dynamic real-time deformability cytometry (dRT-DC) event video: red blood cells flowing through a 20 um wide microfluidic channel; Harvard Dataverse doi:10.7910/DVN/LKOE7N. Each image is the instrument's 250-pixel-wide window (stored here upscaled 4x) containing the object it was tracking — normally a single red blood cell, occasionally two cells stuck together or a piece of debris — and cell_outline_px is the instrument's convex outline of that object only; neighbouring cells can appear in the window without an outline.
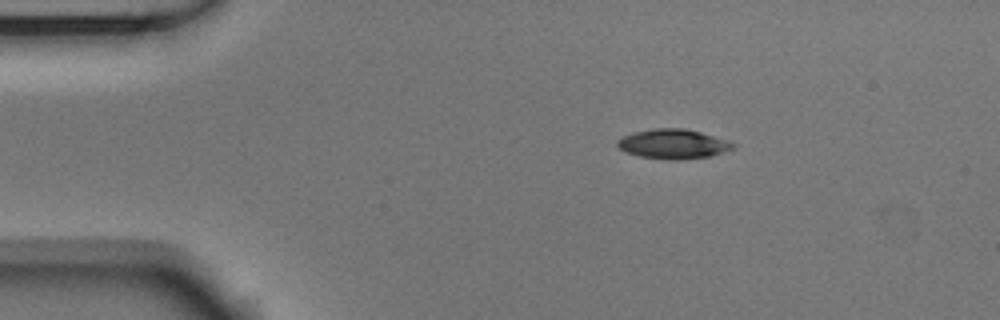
{"species": "Egyptian fruit bat (a non-hibernating species)", "species_latin": "Rousettus aegyptiacus", "temperature_condition": "room temperature", "stored_images_in_passage": 45, "camera_frame_rate_fps": 3000, "um_per_image_px": 0.085, "animal": {"sex": "male"}, "frame": {"image": 1, "passage_image": 1, "time_ms": 0.0, "image_size_px": [1000, 320], "cell_outline_px": [[736, 144], [732, 148], [724, 152], [712, 156], [680, 160], [672, 160], [640, 156], [624, 152], [616, 144], [616, 140], [620, 136], [632, 132], [652, 128], [684, 128], [700, 132], [728, 140]], "centroid_in_image_um": [57.18, 12.23], "position_along_channel_um": 27.8, "area_um2": 20.17}}
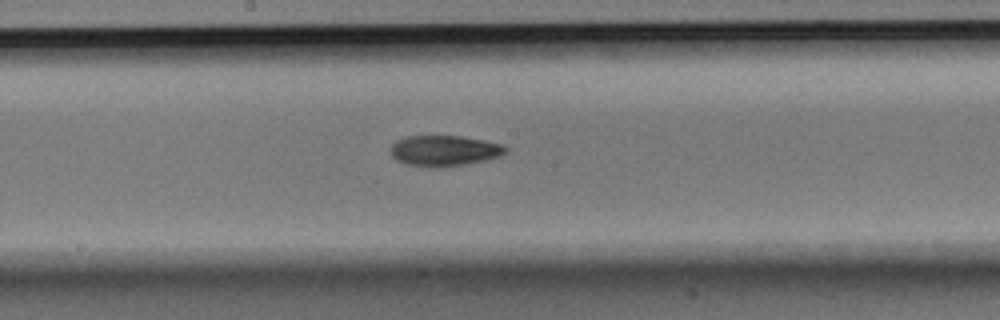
{"frame": {"image": 2, "passage_image": 20, "time_ms": 6.333, "image_size_px": [1000, 320], "cell_outline_px": [[508, 148], [500, 156], [468, 164], [444, 168], [428, 168], [408, 164], [396, 160], [392, 156], [392, 144], [396, 140], [404, 136], [460, 136], [484, 140], [504, 144]], "centroid_in_image_um": [37.77, 12.82], "position_along_channel_um": 210.4, "area_um2": 20.81}}
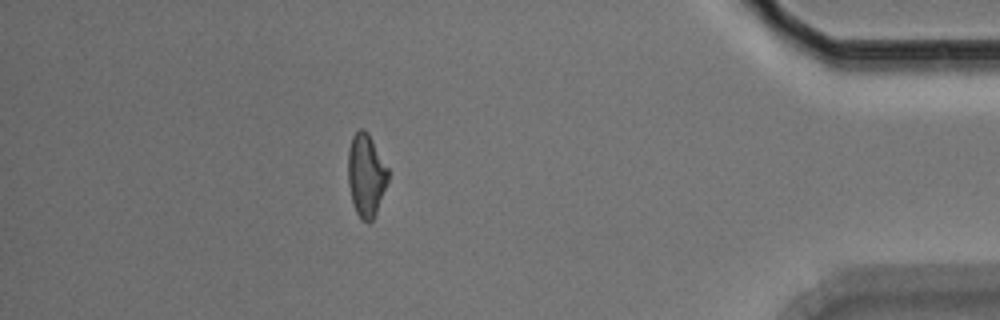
{"frame": {"image": 3, "passage_image": 39, "time_ms": 12.667, "image_size_px": [1000, 320], "cell_outline_px": [[388, 180], [376, 212], [372, 220], [368, 224], [356, 212], [352, 200], [348, 184], [348, 148], [352, 136], [360, 128], [364, 128], [368, 132], [388, 168]], "centroid_in_image_um": [31.1, 14.85], "position_along_channel_um": 404.1, "area_um2": 19.19}, "authors_computed_cell_mechanics": {"area_um2": 20.1722, "velocity_mm_per_s": 3.7679, "shape_relaxation_time_tau1_ms": 5.7214, "shape_relaxation_time_tau2_ms": 4.7493, "deformation_change_tau1": 0.1483, "deformation_change_tau2": 0.1196}}